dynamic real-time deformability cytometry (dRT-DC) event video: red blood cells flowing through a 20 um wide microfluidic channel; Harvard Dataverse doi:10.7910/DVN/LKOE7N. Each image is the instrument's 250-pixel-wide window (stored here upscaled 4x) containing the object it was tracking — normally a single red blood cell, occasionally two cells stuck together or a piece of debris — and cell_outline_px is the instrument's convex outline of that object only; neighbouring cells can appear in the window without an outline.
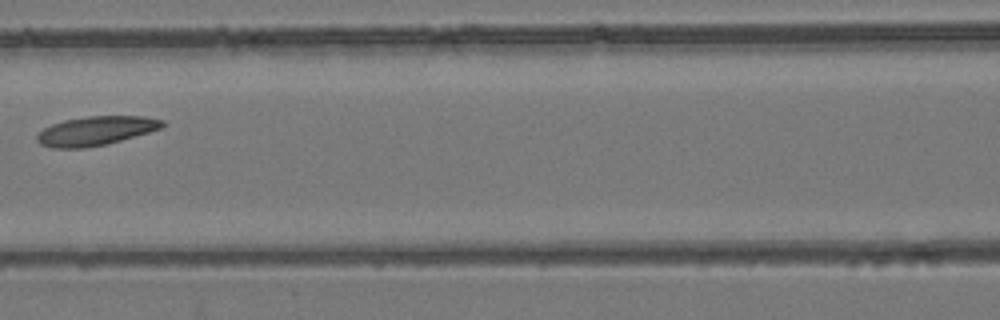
{"species": "common noctule bat (a hibernating species)", "species_latin": "Nyctalus noctula", "temperature_condition": "room temperature", "stored_images_in_passage": 8, "camera_frame_rate_fps": 3000, "um_per_image_px": 0.085, "animal": {"sex": "female", "body_mass_g": 24.6, "forearm_length_mm": 56.2}, "frame": {"image": 1, "passage_image": 8, "time_ms": 8.0, "image_size_px": [1000, 320], "cell_outline_px": [[164, 124], [160, 128], [148, 132], [108, 144], [88, 148], [52, 148], [40, 144], [36, 140], [36, 136], [44, 128], [52, 124], [64, 120], [88, 116], [144, 116], [164, 120]], "centroid_in_image_um": [8.12, 11.13], "position_along_channel_um": 158.5, "area_um2": 21.21}}